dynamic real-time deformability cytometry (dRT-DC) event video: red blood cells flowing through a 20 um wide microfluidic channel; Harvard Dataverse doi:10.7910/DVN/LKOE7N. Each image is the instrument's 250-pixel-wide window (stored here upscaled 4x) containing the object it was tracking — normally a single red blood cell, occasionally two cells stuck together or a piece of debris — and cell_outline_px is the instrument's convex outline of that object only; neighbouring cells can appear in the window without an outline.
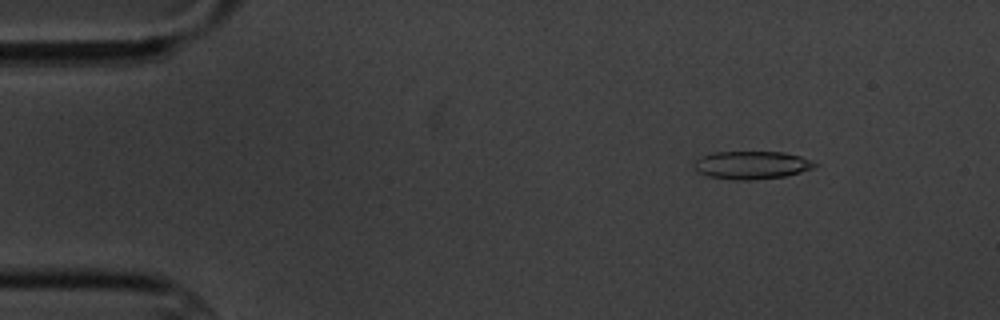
{"species": "common noctule bat (a hibernating species)", "species_latin": "Nyctalus noctula", "temperature_condition": "cold", "stored_images_in_passage": 8, "camera_frame_rate_fps": 3000, "um_per_image_px": 0.085, "animal": {"sex": "male", "body_mass_g": 20.1, "forearm_length_mm": 53.5}, "frame": {"image": 1, "passage_image": 3, "time_ms": 2.333, "image_size_px": [1000, 320], "cell_outline_px": [[820, 164], [812, 168], [800, 172], [784, 176], [748, 180], [736, 180], [708, 176], [696, 172], [692, 164], [700, 156], [712, 152], [784, 152], [800, 156]], "centroid_in_image_um": [63.84, 14.02], "position_along_channel_um": 21.2, "area_um2": 19.71}}
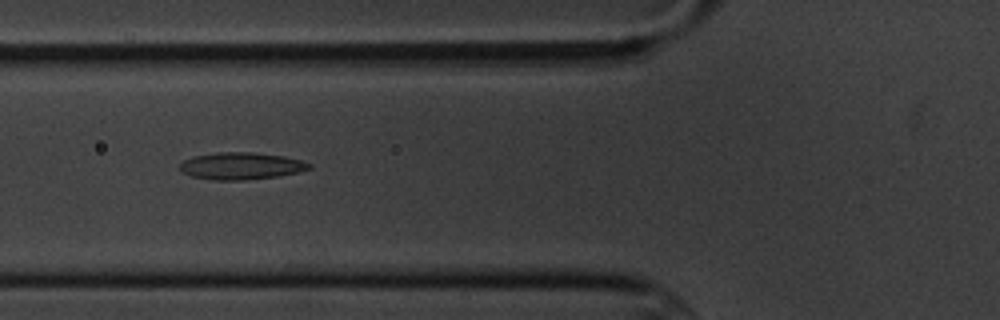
{"frame": {"image": 2, "passage_image": 7, "time_ms": 7.0, "image_size_px": [1000, 320], "cell_outline_px": [[312, 168], [296, 172], [276, 176], [248, 180], [212, 180], [192, 176], [180, 172], [180, 164], [184, 160], [192, 156], [216, 152], [252, 152], [284, 156], [300, 160], [312, 164]], "centroid_in_image_um": [20.46, 14.1], "position_along_channel_um": 105.3, "area_um2": 20.46}}
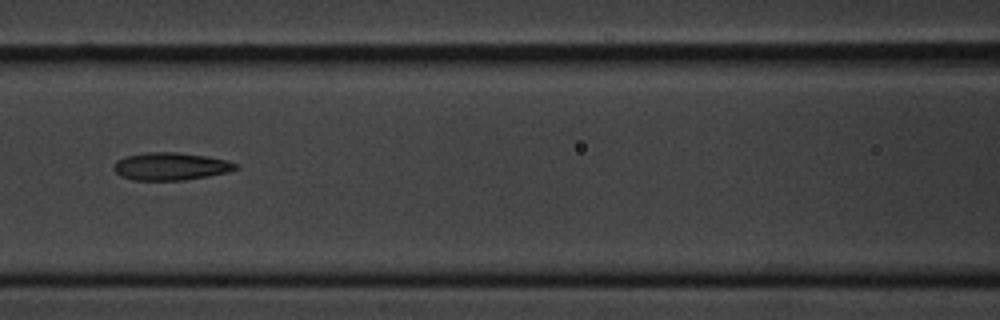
{"frame": {"image": 3, "passage_image": 8, "time_ms": 8.333, "image_size_px": [1000, 320], "cell_outline_px": [[240, 168], [228, 172], [208, 176], [184, 180], [132, 180], [120, 176], [112, 168], [112, 164], [116, 160], [124, 156], [148, 152], [176, 152], [208, 156], [228, 160], [240, 164]], "centroid_in_image_um": [14.52, 14.13], "position_along_channel_um": 152.1, "area_um2": 20.0}}